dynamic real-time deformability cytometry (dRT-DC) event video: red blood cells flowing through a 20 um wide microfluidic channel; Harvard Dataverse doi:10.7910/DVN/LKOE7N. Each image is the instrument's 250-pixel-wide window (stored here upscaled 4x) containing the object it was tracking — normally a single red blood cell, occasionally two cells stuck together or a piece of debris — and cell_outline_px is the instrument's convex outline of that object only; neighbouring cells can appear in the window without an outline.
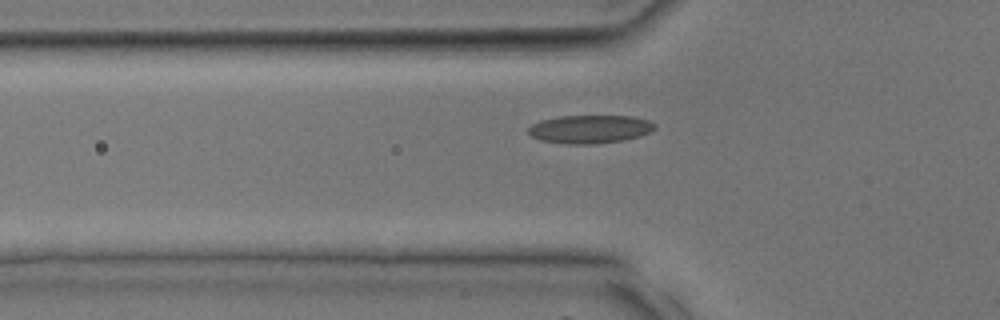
{"species": "common noctule bat (a hibernating species)", "species_latin": "Nyctalus noctula", "temperature_condition": "room temperature", "stored_images_in_passage": 12, "camera_frame_rate_fps": 3000, "um_per_image_px": 0.085, "animal": {"sex": "male", "body_mass_g": 17.9, "forearm_length_mm": 54.2}, "frame": {"image": 1, "passage_image": 11, "time_ms": 3.333, "image_size_px": [1000, 320], "cell_outline_px": [[656, 128], [640, 136], [620, 140], [596, 144], [564, 144], [540, 140], [532, 136], [528, 132], [528, 128], [532, 124], [540, 120], [560, 116], [632, 116], [648, 120], [656, 124]], "centroid_in_image_um": [50.12, 10.97], "position_along_channel_um": 75.7, "area_um2": 20.81}}